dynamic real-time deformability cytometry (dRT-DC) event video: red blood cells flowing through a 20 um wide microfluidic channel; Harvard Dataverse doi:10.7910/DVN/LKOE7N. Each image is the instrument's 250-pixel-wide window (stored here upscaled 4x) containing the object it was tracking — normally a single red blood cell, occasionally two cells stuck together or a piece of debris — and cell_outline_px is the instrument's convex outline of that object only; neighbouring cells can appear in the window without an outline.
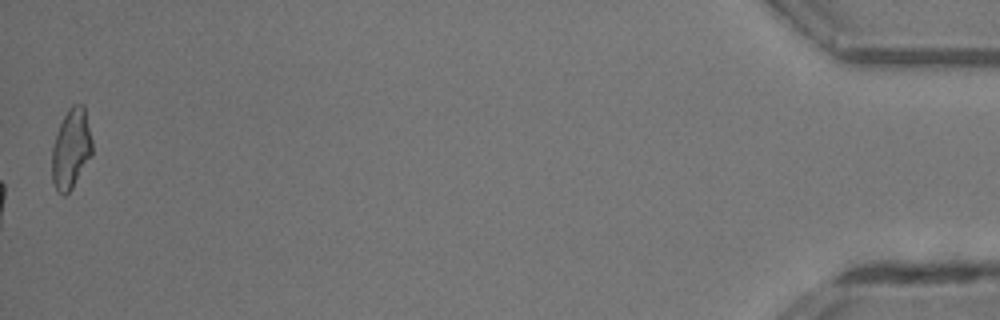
{"species": "common noctule bat (a hibernating species)", "species_latin": "Nyctalus noctula", "temperature_condition": "room temperature", "stored_images_in_passage": 31, "camera_frame_rate_fps": 3000, "um_per_image_px": 0.085, "animal": {"sex": "male", "body_mass_g": 13.3}, "frame": {"image": 1, "passage_image": 31, "time_ms": 10.0, "image_size_px": [1000, 320], "cell_outline_px": [[92, 156], [72, 188], [64, 196], [56, 188], [52, 180], [52, 148], [60, 124], [68, 108], [72, 104], [84, 104], [92, 140]], "centroid_in_image_um": [6.06, 12.63], "position_along_channel_um": 429.1, "area_um2": 18.67}, "authors_computed_cell_mechanics": {"area_um2": 19.9988, "velocity_mm_per_s": 4.9306, "shape_relaxation_time_tau1_ms": 3.716, "shape_relaxation_time_tau2_ms": 1.5882, "deformation_change_tau1": 0.111, "deformation_change_tau2": 0.0663}}